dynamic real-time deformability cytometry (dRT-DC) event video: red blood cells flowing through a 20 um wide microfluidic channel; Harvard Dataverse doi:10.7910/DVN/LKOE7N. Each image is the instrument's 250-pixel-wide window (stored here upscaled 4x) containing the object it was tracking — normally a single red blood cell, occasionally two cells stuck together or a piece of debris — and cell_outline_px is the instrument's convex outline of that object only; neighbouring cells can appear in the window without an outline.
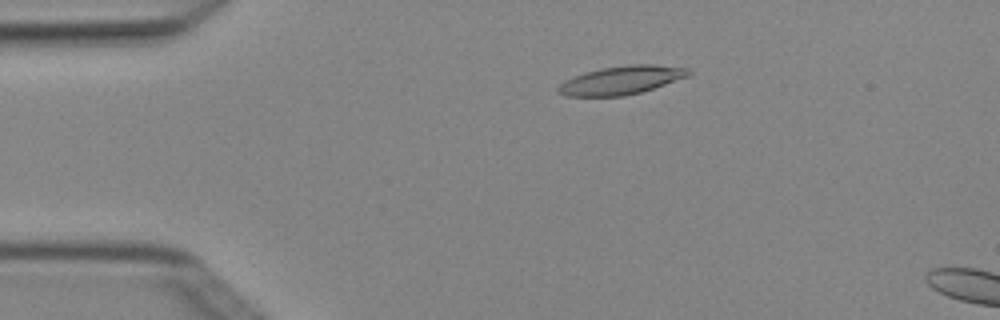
{"species": "Egyptian fruit bat (a non-hibernating species)", "species_latin": "Rousettus aegyptiacus", "temperature_condition": "cold", "stored_images_in_passage": 3, "camera_frame_rate_fps": 3000, "um_per_image_px": 0.085, "animal": {"sex": "female"}, "frame": {"image": 1, "passage_image": 2, "time_ms": 0.333, "image_size_px": [1000, 320], "cell_outline_px": [[692, 72], [688, 76], [640, 92], [624, 96], [564, 96], [556, 92], [556, 88], [564, 80], [600, 68], [628, 64], [652, 64], [688, 68]], "centroid_in_image_um": [52.78, 6.81], "position_along_channel_um": 32.2, "area_um2": 21.44}}